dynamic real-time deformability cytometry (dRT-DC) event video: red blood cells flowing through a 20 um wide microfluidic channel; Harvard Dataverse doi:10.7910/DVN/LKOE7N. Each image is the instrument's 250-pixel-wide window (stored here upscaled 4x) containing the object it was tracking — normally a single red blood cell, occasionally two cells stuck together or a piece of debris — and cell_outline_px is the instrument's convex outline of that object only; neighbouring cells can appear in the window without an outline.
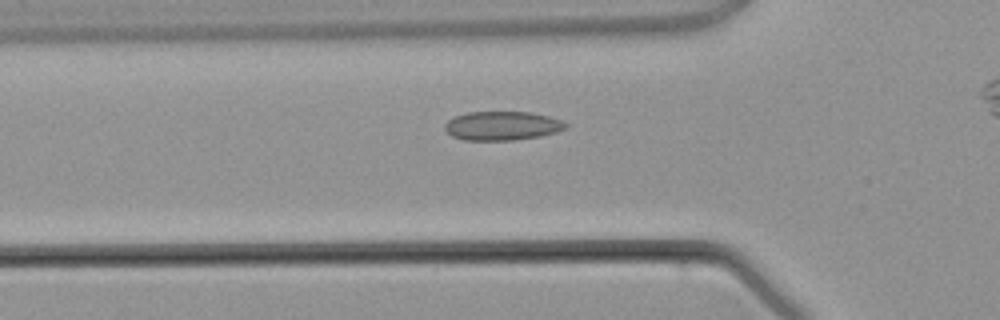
{"species": "common noctule bat (a hibernating species)", "species_latin": "Nyctalus noctula", "temperature_condition": "warm", "stored_images_in_passage": 5, "camera_frame_rate_fps": 3000, "um_per_image_px": 0.085, "animal": {"sex": "male", "body_mass_g": 21.5, "forearm_length_mm": 52.0}, "frame": {"image": 1, "passage_image": 4, "time_ms": 4.667, "image_size_px": [1000, 320], "cell_outline_px": [[568, 128], [556, 132], [540, 136], [512, 140], [464, 140], [452, 136], [444, 128], [444, 124], [448, 120], [456, 116], [468, 112], [532, 112], [548, 116], [560, 120], [568, 124]], "centroid_in_image_um": [42.69, 10.69], "position_along_channel_um": 83.1, "area_um2": 20.35}}